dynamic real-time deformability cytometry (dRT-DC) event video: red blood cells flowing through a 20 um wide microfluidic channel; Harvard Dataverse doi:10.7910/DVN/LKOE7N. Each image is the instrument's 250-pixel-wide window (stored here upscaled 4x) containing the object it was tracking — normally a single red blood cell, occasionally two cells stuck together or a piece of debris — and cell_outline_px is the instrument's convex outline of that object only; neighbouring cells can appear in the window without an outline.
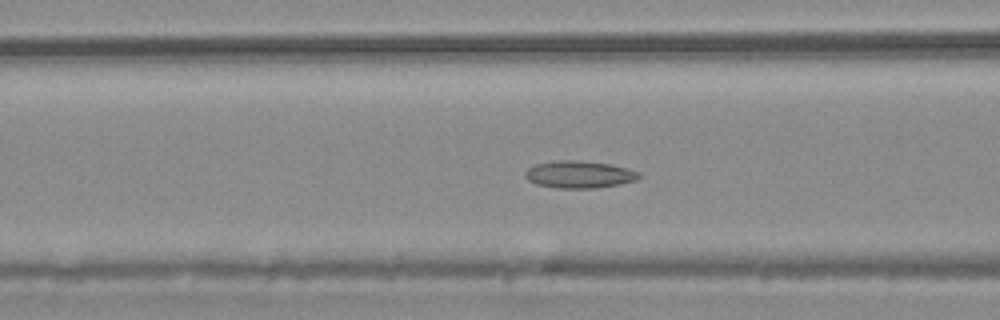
{"species": "common noctule bat (a hibernating species)", "species_latin": "Nyctalus noctula", "temperature_condition": "warm", "stored_images_in_passage": 46, "camera_frame_rate_fps": 3000, "um_per_image_px": 0.085, "animal": {"sex": "male", "body_mass_g": 20.4}, "frame": {"image": 1, "passage_image": 13, "time_ms": 4.0, "image_size_px": [1000, 320], "cell_outline_px": [[644, 176], [636, 180], [620, 184], [596, 188], [556, 188], [536, 184], [528, 180], [524, 176], [524, 172], [528, 168], [536, 164], [556, 160], [580, 160], [612, 164], [628, 168], [640, 172]], "centroid_in_image_um": [49.27, 14.82], "position_along_channel_um": 117.3, "area_um2": 18.38}}
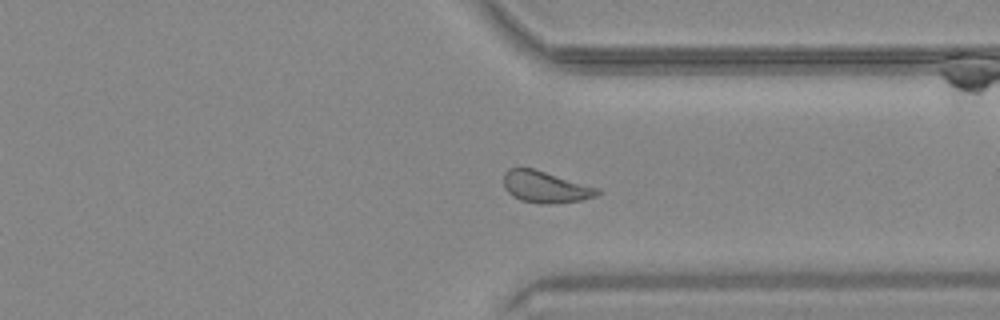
{"frame": {"image": 2, "passage_image": 33, "time_ms": 10.667, "image_size_px": [1000, 320], "cell_outline_px": [[600, 192], [596, 196], [580, 200], [548, 204], [540, 204], [520, 200], [512, 196], [504, 188], [504, 172], [508, 168], [532, 168], [600, 188]], "centroid_in_image_um": [46.34, 15.89], "position_along_channel_um": 365.1, "area_um2": 17.22}}
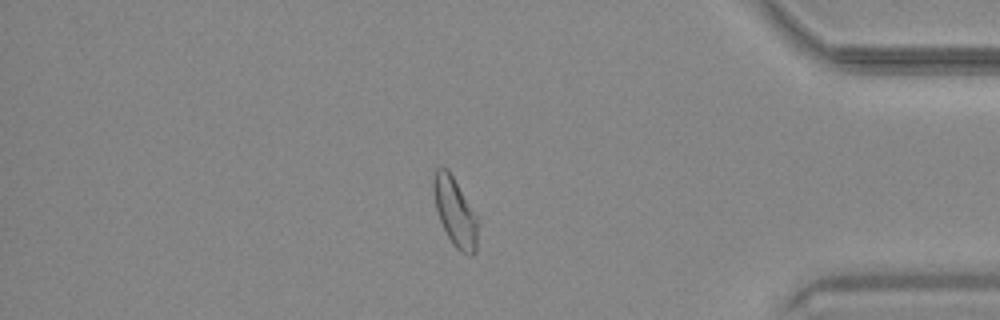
{"frame": {"image": 3, "passage_image": 38, "time_ms": 12.333, "image_size_px": [1000, 320], "cell_outline_px": [[480, 220], [476, 252], [472, 256], [468, 256], [460, 252], [452, 244], [440, 220], [436, 208], [432, 188], [432, 180], [436, 168], [448, 168], [480, 216]], "centroid_in_image_um": [38.75, 18.03], "position_along_channel_um": 396.5, "area_um2": 18.61}, "authors_computed_cell_mechanics": {"area_um2": 18.1781, "velocity_mm_per_s": 3.7074, "shape_relaxation_time_tau1_ms": null, "shape_relaxation_time_tau2_ms": 3.6269, "deformation_change_tau1": null, "deformation_change_tau2": 0.0898}}